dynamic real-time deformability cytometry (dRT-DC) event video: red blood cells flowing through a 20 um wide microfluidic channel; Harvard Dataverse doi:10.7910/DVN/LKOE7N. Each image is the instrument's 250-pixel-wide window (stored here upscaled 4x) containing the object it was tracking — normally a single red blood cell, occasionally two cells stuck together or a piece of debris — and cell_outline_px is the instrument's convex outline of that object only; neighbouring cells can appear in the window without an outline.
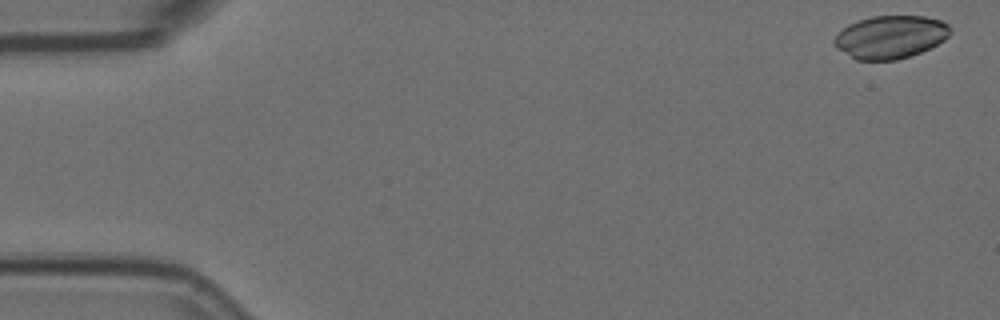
{"species": "Egyptian fruit bat (a non-hibernating species)", "species_latin": "Rousettus aegyptiacus", "temperature_condition": "room temperature", "stored_images_in_passage": 8, "camera_frame_rate_fps": 3000, "um_per_image_px": 0.085, "animal": {"sex": "female"}, "frame": {"image": 1, "passage_image": 1, "time_ms": 0.0, "image_size_px": [1000, 320], "cell_outline_px": [[952, 32], [944, 40], [920, 52], [896, 60], [856, 60], [836, 48], [832, 40], [848, 24], [872, 16], [924, 16], [940, 20], [948, 24], [952, 28]], "centroid_in_image_um": [75.69, 3.14], "position_along_channel_um": 9.3, "area_um2": 28.9}}
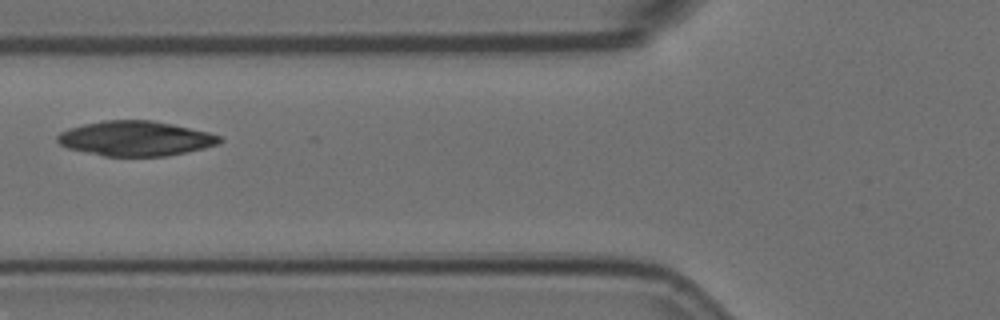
{"frame": {"image": 2, "passage_image": 6, "time_ms": 1.667, "image_size_px": [1000, 320], "cell_outline_px": [[224, 140], [220, 144], [204, 148], [164, 156], [104, 156], [68, 148], [60, 144], [56, 140], [56, 136], [60, 132], [68, 128], [84, 124], [104, 120], [152, 120], [172, 124], [208, 132], [220, 136]], "centroid_in_image_um": [11.51, 11.76], "position_along_channel_um": 114.3, "area_um2": 32.89}}
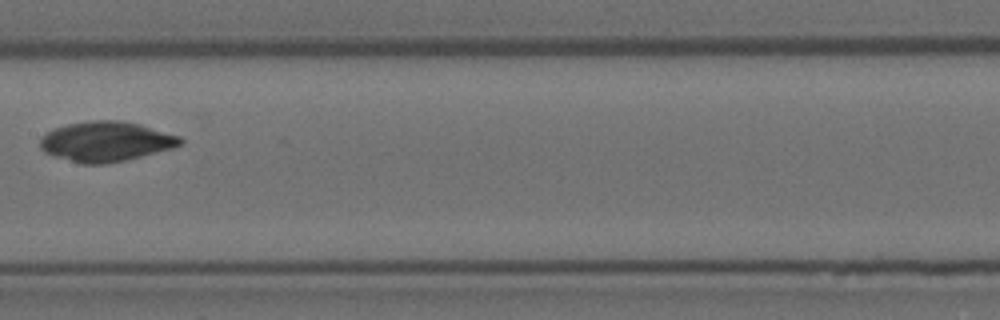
{"frame": {"image": 3, "passage_image": 8, "time_ms": 2.333, "image_size_px": [1000, 320], "cell_outline_px": [[184, 144], [176, 148], [124, 160], [104, 164], [84, 164], [52, 156], [44, 152], [40, 148], [40, 136], [56, 128], [68, 124], [88, 120], [120, 120], [140, 124], [180, 136], [184, 140]], "centroid_in_image_um": [9.03, 12.03], "position_along_channel_um": 198.4, "area_um2": 32.89}}